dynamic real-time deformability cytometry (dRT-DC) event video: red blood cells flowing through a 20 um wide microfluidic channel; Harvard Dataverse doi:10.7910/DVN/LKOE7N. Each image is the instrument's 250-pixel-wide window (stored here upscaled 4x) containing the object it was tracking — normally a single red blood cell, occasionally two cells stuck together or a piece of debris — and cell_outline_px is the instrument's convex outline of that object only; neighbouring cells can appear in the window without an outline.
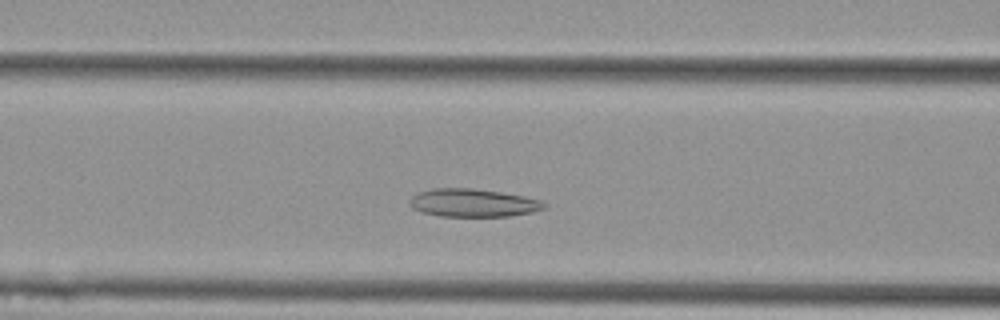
{"species": "Egyptian fruit bat (a non-hibernating species)", "species_latin": "Rousettus aegyptiacus", "temperature_condition": "cold", "stored_images_in_passage": 44, "camera_frame_rate_fps": 3000, "um_per_image_px": 0.085, "animal": {"sex": "female"}, "frame": {"image": 1, "passage_image": 12, "time_ms": 3.667, "image_size_px": [1000, 320], "cell_outline_px": [[548, 204], [544, 208], [532, 212], [512, 216], [440, 216], [420, 212], [412, 208], [408, 204], [408, 200], [412, 196], [420, 192], [432, 188], [472, 188], [500, 192], [524, 196], [540, 200]], "centroid_in_image_um": [40.18, 17.24], "position_along_channel_um": 126.4, "area_um2": 22.08}}
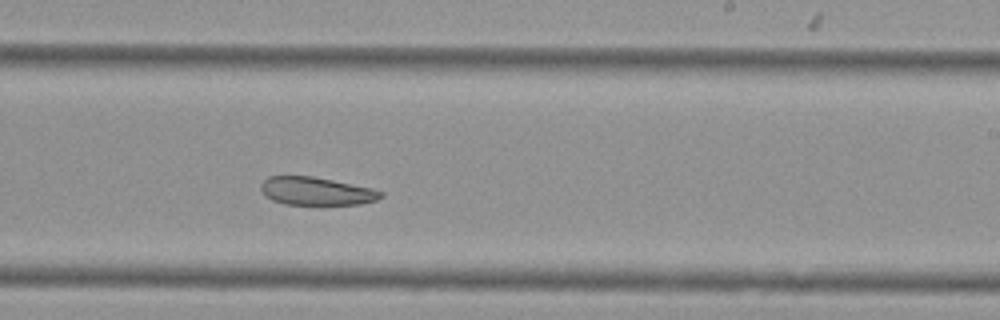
{"frame": {"image": 2, "passage_image": 23, "time_ms": 7.333, "image_size_px": [1000, 320], "cell_outline_px": [[384, 196], [376, 200], [360, 204], [284, 204], [272, 200], [260, 188], [260, 184], [268, 176], [312, 176], [372, 188], [384, 192]], "centroid_in_image_um": [26.9, 16.24], "position_along_channel_um": 262.1, "area_um2": 19.42}}
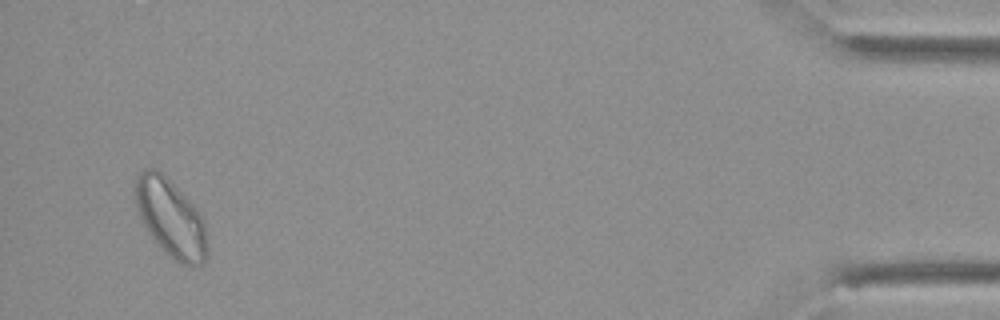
{"frame": {"image": 3, "passage_image": 42, "time_ms": 13.667, "image_size_px": [1000, 320], "cell_outline_px": [[208, 256], [204, 264], [192, 268], [176, 264], [160, 248], [148, 232], [136, 208], [132, 192], [132, 188], [136, 176], [144, 168], [156, 168], [200, 212], [204, 220], [208, 244]], "centroid_in_image_um": [14.51, 18.61], "position_along_channel_um": 420.7, "area_um2": 33.47}}